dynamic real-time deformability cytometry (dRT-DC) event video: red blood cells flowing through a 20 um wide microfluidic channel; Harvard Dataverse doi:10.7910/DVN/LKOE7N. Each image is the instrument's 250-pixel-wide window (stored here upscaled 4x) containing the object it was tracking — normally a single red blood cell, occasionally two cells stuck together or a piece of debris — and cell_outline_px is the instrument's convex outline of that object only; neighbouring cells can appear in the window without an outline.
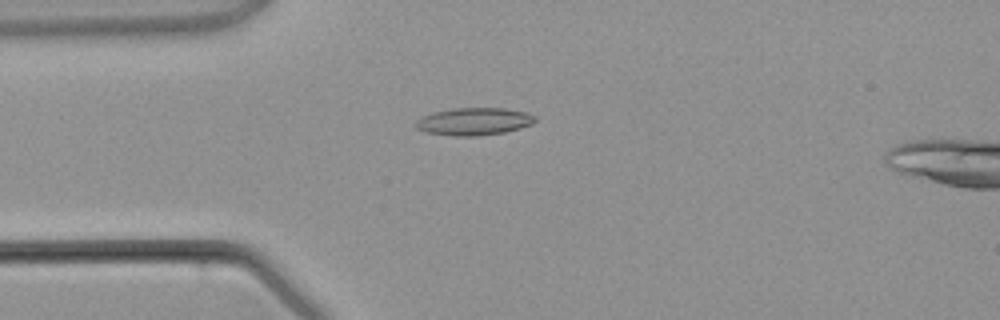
{"species": "common noctule bat (a hibernating species)", "species_latin": "Nyctalus noctula", "temperature_condition": "warm", "stored_images_in_passage": 2, "camera_frame_rate_fps": 3000, "um_per_image_px": 0.085, "animal": {"sex": "male", "body_mass_g": 21.5, "forearm_length_mm": 52.0}, "frame": {"image": 1, "passage_image": 2, "time_ms": 1.333, "image_size_px": [1000, 320], "cell_outline_px": [[536, 120], [532, 124], [520, 128], [504, 132], [476, 136], [456, 136], [424, 132], [416, 128], [416, 120], [432, 112], [456, 108], [504, 108], [528, 112], [536, 116]], "centroid_in_image_um": [40.31, 10.32], "position_along_channel_um": 44.7, "area_um2": 19.13}}